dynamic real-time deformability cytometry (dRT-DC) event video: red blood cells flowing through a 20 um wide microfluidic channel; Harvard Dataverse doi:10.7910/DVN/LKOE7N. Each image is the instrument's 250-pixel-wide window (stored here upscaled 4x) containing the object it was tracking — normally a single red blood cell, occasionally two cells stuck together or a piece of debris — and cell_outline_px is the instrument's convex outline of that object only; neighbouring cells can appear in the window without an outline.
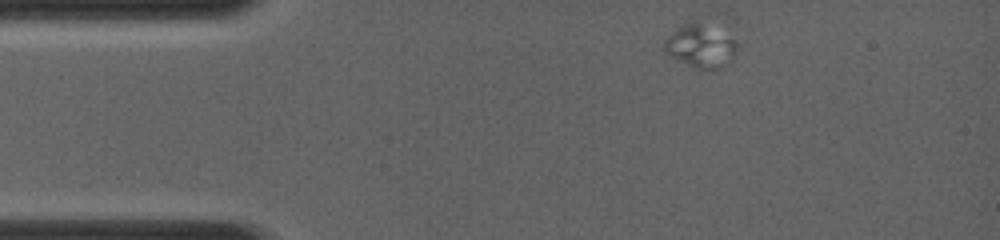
{"species": "common noctule bat (a hibernating species)", "species_latin": "Nyctalus noctula", "temperature_condition": "room temperature", "stored_images_in_passage": 2, "camera_frame_rate_fps": 4000, "um_per_image_px": 0.085, "animal": {"sex": "female", "body_mass_g": 19.0, "forearm_length_mm": 56.7}, "frame": {"image": 1, "passage_image": 1, "time_ms": 0.0, "image_size_px": [1000, 240], "cell_outline_px": [[736, 52], [732, 60], [720, 68], [696, 68], [664, 52], [660, 48], [664, 40], [668, 36], [684, 24], [692, 20], [696, 20], [736, 40]], "centroid_in_image_um": [59.51, 3.9], "position_along_channel_um": 25.5, "area_um2": 17.92}}